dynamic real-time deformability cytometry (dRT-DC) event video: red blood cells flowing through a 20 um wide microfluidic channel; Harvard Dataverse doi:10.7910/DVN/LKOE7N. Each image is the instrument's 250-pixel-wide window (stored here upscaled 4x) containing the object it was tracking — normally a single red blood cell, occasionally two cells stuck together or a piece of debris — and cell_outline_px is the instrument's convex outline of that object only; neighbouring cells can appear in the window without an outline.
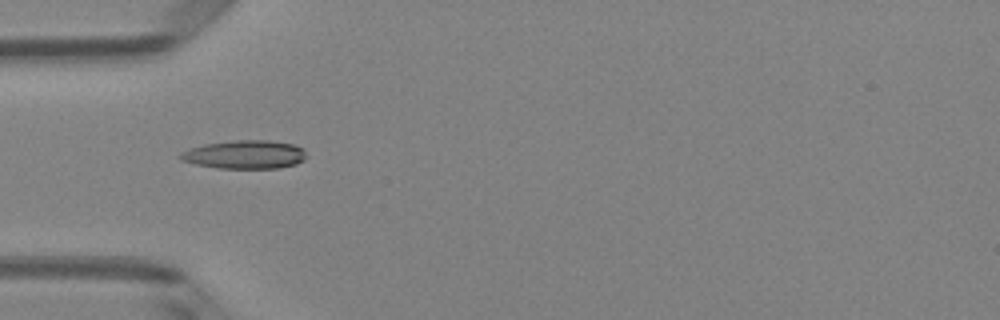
{"species": "Egyptian fruit bat (a non-hibernating species)", "species_latin": "Rousettus aegyptiacus", "temperature_condition": "room temperature", "stored_images_in_passage": 50, "camera_frame_rate_fps": 3000, "um_per_image_px": 0.085, "animal": {"sex": "female"}, "frame": {"image": 1, "passage_image": 16, "time_ms": 5.0, "image_size_px": [1000, 320], "cell_outline_px": [[304, 160], [296, 164], [280, 168], [220, 168], [196, 164], [180, 160], [176, 156], [180, 152], [188, 148], [204, 144], [236, 140], [268, 140], [292, 144], [304, 148]], "centroid_in_image_um": [20.76, 13.13], "position_along_channel_um": 64.2, "area_um2": 20.98}}
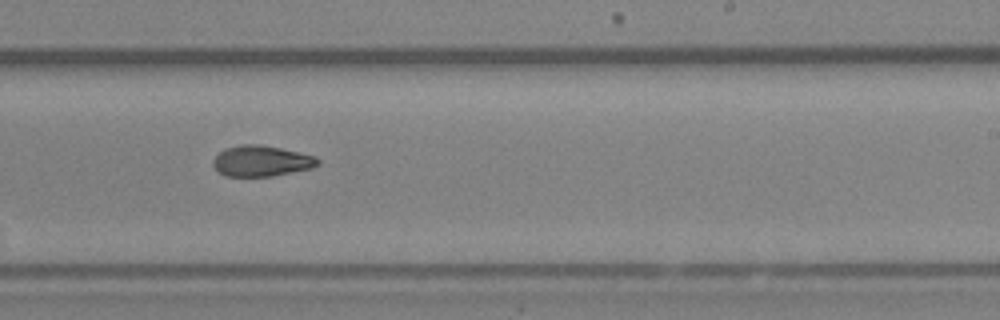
{"frame": {"image": 2, "passage_image": 31, "time_ms": 10.0, "image_size_px": [1000, 320], "cell_outline_px": [[320, 164], [312, 168], [272, 176], [224, 176], [212, 164], [212, 160], [224, 148], [240, 144], [260, 144], [280, 148], [316, 156], [320, 160]], "centroid_in_image_um": [22.22, 13.67], "position_along_channel_um": 266.8, "area_um2": 18.84}}
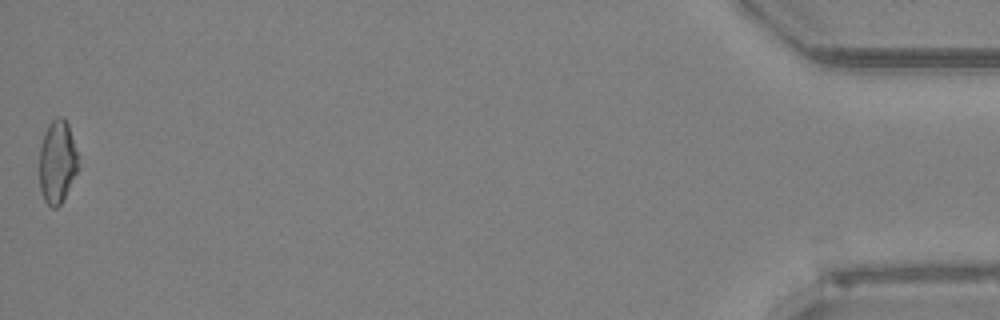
{"frame": {"image": 3, "passage_image": 50, "time_ms": 16.333, "image_size_px": [1000, 320], "cell_outline_px": [[80, 168], [60, 204], [56, 208], [52, 208], [44, 200], [40, 188], [40, 144], [44, 132], [48, 124], [56, 116], [64, 116], [68, 124], [76, 152]], "centroid_in_image_um": [4.87, 13.73], "position_along_channel_um": 430.3, "area_um2": 18.84}, "authors_computed_cell_mechanics": {"area_um2": 19.074, "velocity_mm_per_s": 4.0856, "shape_relaxation_time_tau1_ms": 4.1191, "shape_relaxation_time_tau2_ms": 5.8118, "deformation_change_tau1": 0.1586, "deformation_change_tau2": 0.1421}}